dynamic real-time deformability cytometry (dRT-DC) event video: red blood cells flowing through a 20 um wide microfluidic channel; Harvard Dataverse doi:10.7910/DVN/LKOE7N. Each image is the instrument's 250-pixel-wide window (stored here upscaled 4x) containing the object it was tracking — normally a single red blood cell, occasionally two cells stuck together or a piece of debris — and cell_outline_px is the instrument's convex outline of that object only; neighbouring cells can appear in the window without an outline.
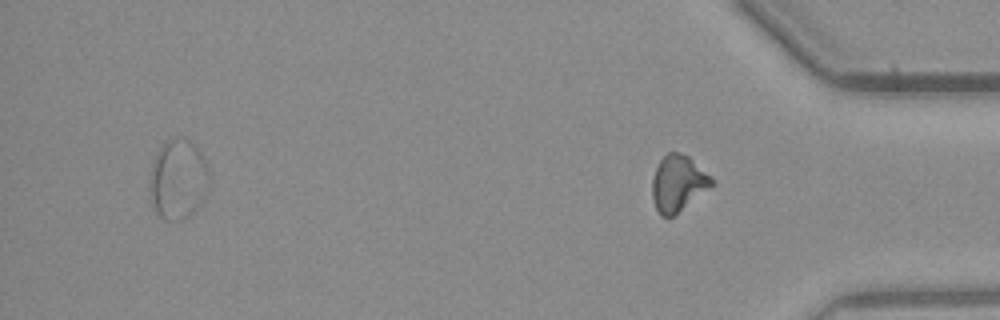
{"species": "common noctule bat (a hibernating species)", "species_latin": "Nyctalus noctula", "temperature_condition": "warm", "stored_images_in_passage": 41, "segment_of_instrument_passage": [2, 2], "camera_frame_rate_fps": 3000, "um_per_image_px": 0.085, "animal": {"sex": "male", "body_mass_g": 23.1, "forearm_length_mm": 52.7}, "frame": {"image": 1, "passage_image": 41, "time_ms": 13.333, "image_size_px": [1000, 320], "cell_outline_px": [[716, 184], [672, 216], [660, 216], [652, 200], [652, 176], [660, 160], [668, 152], [680, 152], [688, 156], [712, 176], [716, 180]], "centroid_in_image_um": [57.66, 15.57], "position_along_channel_um": 377.5, "area_um2": 19.59}}